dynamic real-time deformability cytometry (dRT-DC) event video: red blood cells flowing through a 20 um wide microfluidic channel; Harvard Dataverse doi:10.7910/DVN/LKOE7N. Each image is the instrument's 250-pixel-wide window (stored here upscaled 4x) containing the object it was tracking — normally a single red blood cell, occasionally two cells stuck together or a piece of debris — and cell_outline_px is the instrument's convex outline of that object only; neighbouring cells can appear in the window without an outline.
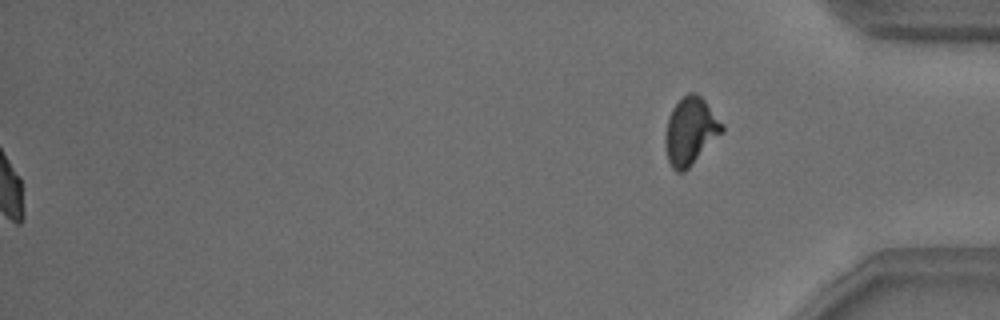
{"species": "common noctule bat (a hibernating species)", "species_latin": "Nyctalus noctula", "temperature_condition": "warm", "stored_images_in_passage": 54, "segment_of_instrument_passage": [2, 2], "camera_frame_rate_fps": 3000, "um_per_image_px": 0.085, "animal": {"sex": "male", "body_mass_g": 18.8}, "frame": {"image": 1, "passage_image": 54, "time_ms": 17.667, "image_size_px": [1000, 320], "cell_outline_px": [[724, 132], [684, 172], [676, 172], [672, 168], [668, 160], [664, 140], [668, 116], [672, 108], [688, 92], [696, 92], [704, 100], [724, 124]], "centroid_in_image_um": [58.69, 11.15], "position_along_channel_um": 376.5, "area_um2": 22.31}}